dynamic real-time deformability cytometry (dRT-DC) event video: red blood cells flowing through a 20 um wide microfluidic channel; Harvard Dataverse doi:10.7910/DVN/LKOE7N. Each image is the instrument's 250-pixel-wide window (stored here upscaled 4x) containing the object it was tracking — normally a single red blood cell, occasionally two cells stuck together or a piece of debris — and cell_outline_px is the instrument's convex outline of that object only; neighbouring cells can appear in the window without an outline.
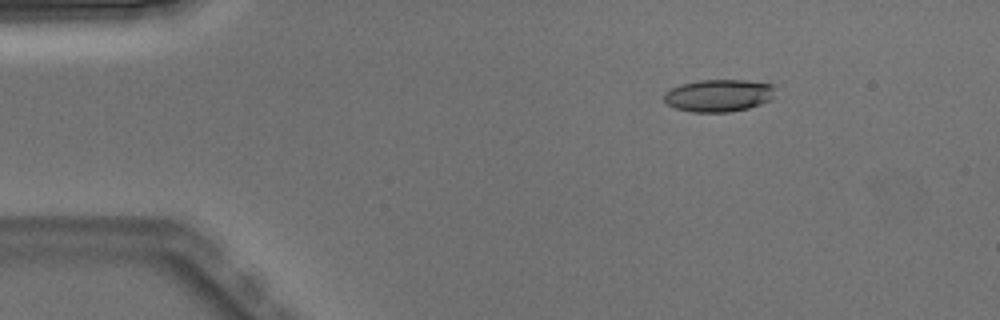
{"species": "Egyptian fruit bat (a non-hibernating species)", "species_latin": "Rousettus aegyptiacus", "temperature_condition": "warm", "stored_images_in_passage": 4, "camera_frame_rate_fps": 3000, "um_per_image_px": 0.085, "animal": {"sex": "male"}, "frame": {"image": 1, "passage_image": 2, "time_ms": 0.333, "image_size_px": [1000, 320], "cell_outline_px": [[772, 96], [768, 100], [760, 104], [748, 108], [728, 112], [692, 112], [676, 108], [668, 104], [664, 100], [664, 92], [680, 84], [700, 80], [744, 80], [772, 84]], "centroid_in_image_um": [61.03, 8.12], "position_along_channel_um": 24.0, "area_um2": 20.69}}